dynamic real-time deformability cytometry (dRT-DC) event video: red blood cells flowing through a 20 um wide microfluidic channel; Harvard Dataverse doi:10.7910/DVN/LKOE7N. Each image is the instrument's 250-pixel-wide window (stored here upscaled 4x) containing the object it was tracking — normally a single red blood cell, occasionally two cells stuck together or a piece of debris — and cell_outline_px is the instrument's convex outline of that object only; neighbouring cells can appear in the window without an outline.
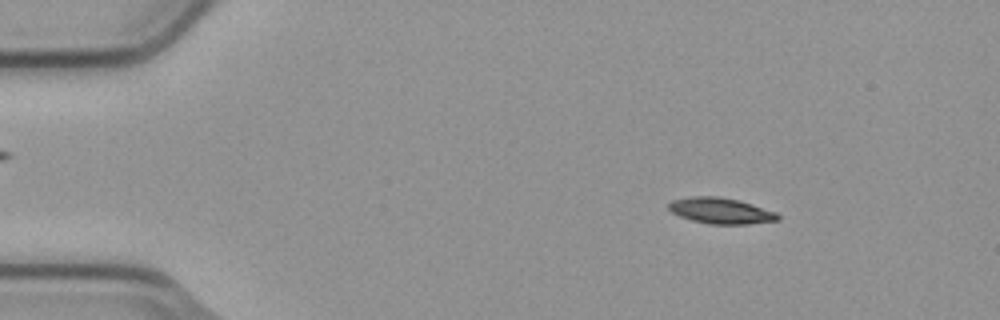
{"species": "common noctule bat (a hibernating species)", "species_latin": "Nyctalus noctula", "temperature_condition": "cold", "stored_images_in_passage": 5, "segment_of_instrument_passage": [1, 2], "camera_frame_rate_fps": 3000, "um_per_image_px": 0.085, "animal": {"sex": "male", "body_mass_g": 23.1, "forearm_length_mm": 52.7}, "frame": {"image": 1, "passage_image": 2, "time_ms": 0.333, "image_size_px": [1000, 320], "cell_outline_px": [[780, 220], [748, 224], [708, 224], [692, 220], [680, 216], [672, 212], [668, 208], [668, 204], [672, 200], [692, 196], [716, 196], [740, 200], [776, 212], [780, 216]], "centroid_in_image_um": [61.28, 17.91], "position_along_channel_um": 23.7, "area_um2": 16.53}}